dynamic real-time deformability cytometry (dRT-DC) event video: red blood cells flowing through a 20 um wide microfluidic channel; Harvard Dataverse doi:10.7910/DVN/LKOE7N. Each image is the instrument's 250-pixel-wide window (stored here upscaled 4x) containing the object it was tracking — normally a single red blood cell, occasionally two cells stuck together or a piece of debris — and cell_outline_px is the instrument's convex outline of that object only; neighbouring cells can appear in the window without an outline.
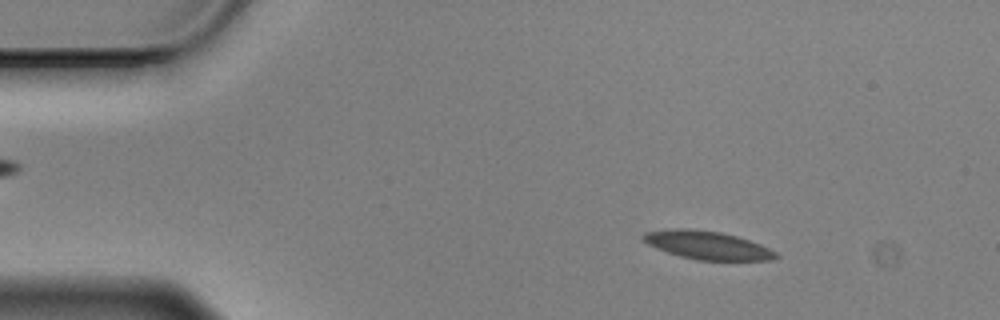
{"species": "Egyptian fruit bat (a non-hibernating species)", "species_latin": "Rousettus aegyptiacus", "temperature_condition": "cold", "stored_images_in_passage": 58, "camera_frame_rate_fps": 3000, "um_per_image_px": 0.085, "animal": {"sex": "male"}, "frame": {"image": 1, "passage_image": 8, "time_ms": 2.333, "image_size_px": [1000, 320], "cell_outline_px": [[780, 256], [772, 260], [696, 260], [680, 256], [656, 248], [648, 244], [640, 236], [644, 232], [676, 228], [688, 228], [720, 232], [736, 236], [760, 244], [776, 252]], "centroid_in_image_um": [60.11, 20.84], "position_along_channel_um": 24.9, "area_um2": 21.73}}
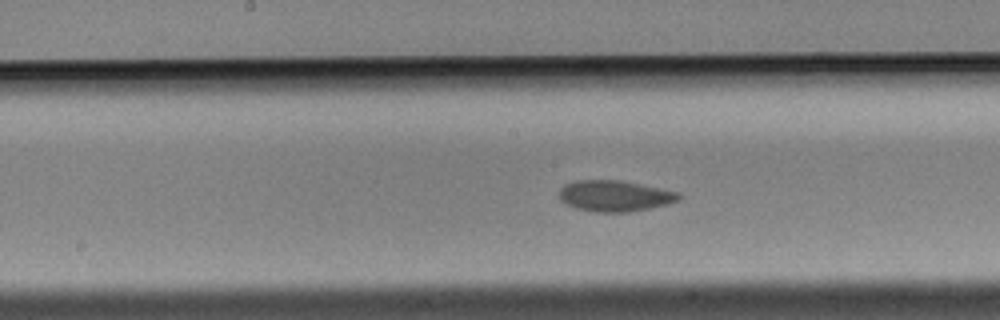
{"frame": {"image": 2, "passage_image": 29, "time_ms": 9.333, "image_size_px": [1000, 320], "cell_outline_px": [[680, 200], [648, 208], [628, 212], [592, 212], [576, 208], [560, 200], [560, 188], [564, 184], [576, 180], [620, 180], [680, 192]], "centroid_in_image_um": [52.23, 16.64], "position_along_channel_um": 196.0, "area_um2": 21.5}}
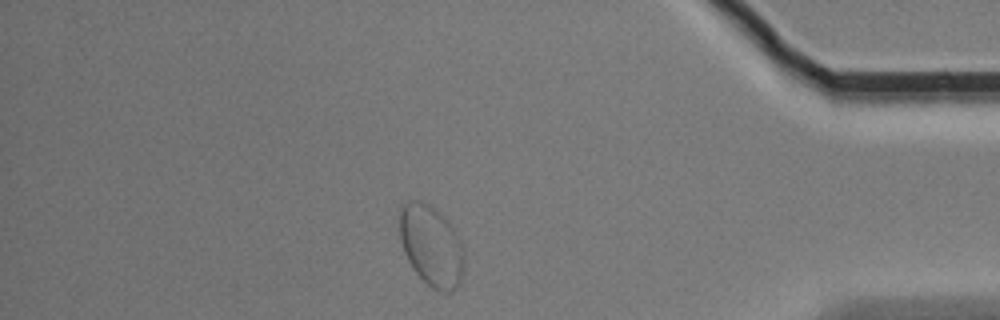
{"frame": {"image": 3, "passage_image": 50, "time_ms": 16.333, "image_size_px": [1000, 320], "cell_outline_px": [[464, 276], [456, 288], [452, 292], [440, 292], [432, 288], [412, 268], [404, 252], [400, 240], [400, 204], [408, 200], [420, 200], [428, 204], [444, 216], [448, 220], [460, 240], [464, 252]], "centroid_in_image_um": [36.67, 20.89], "position_along_channel_um": 398.5, "area_um2": 30.75}, "authors_computed_cell_mechanics": {"area_um2": 21.7906, "velocity_mm_per_s": 3.4039, "shape_relaxation_time_tau1_ms": 3.266, "shape_relaxation_time_tau2_ms": 1.1537, "deformation_change_tau1": 0.1234, "deformation_change_tau2": 0.0465}}